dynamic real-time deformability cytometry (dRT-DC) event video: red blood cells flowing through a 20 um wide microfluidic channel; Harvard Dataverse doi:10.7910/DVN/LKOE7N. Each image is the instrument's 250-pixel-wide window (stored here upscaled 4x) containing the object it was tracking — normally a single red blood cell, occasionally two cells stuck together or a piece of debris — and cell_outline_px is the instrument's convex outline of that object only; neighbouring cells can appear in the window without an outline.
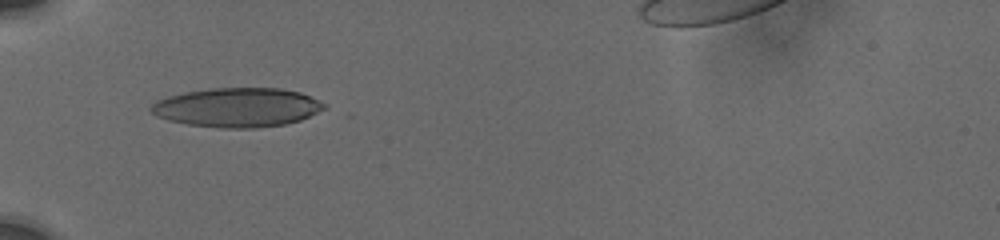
{"species": "human", "species_latin": "Homo sapiens", "temperature_condition": "cold", "stored_images_in_passage": 10, "camera_frame_rate_fps": 3000, "um_per_image_px": 0.085, "donor": {"sex": "male"}, "frame": {"image": 1, "passage_image": 2, "time_ms": 0.667, "image_size_px": [1000, 240], "cell_outline_px": [[328, 108], [300, 120], [284, 124], [256, 128], [220, 128], [188, 124], [168, 120], [156, 116], [148, 108], [156, 100], [168, 96], [184, 92], [212, 88], [280, 88], [300, 92], [328, 104]], "centroid_in_image_um": [20.18, 9.13], "position_along_channel_um": 64.8, "area_um2": 39.77}}
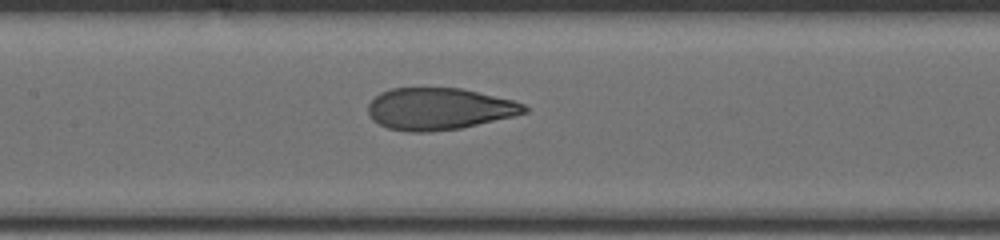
{"frame": {"image": 2, "passage_image": 7, "time_ms": 3.667, "image_size_px": [1000, 240], "cell_outline_px": [[528, 112], [512, 116], [460, 128], [428, 132], [408, 132], [388, 128], [372, 120], [368, 112], [368, 104], [380, 92], [392, 88], [460, 88], [512, 100], [524, 104], [528, 108]], "centroid_in_image_um": [37.29, 9.25], "position_along_channel_um": 170.1, "area_um2": 37.86}}
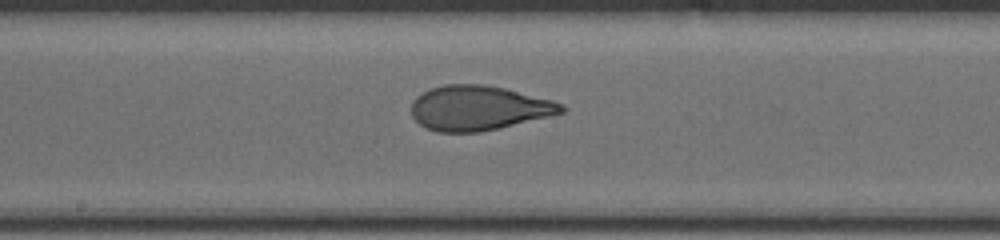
{"frame": {"image": 3, "passage_image": 9, "time_ms": 4.667, "image_size_px": [1000, 240], "cell_outline_px": [[568, 108], [564, 112], [500, 128], [480, 132], [436, 132], [420, 124], [412, 116], [412, 100], [416, 96], [432, 88], [444, 84], [484, 84], [504, 88], [552, 100]], "centroid_in_image_um": [40.66, 9.18], "position_along_channel_um": 207.5, "area_um2": 38.9}}